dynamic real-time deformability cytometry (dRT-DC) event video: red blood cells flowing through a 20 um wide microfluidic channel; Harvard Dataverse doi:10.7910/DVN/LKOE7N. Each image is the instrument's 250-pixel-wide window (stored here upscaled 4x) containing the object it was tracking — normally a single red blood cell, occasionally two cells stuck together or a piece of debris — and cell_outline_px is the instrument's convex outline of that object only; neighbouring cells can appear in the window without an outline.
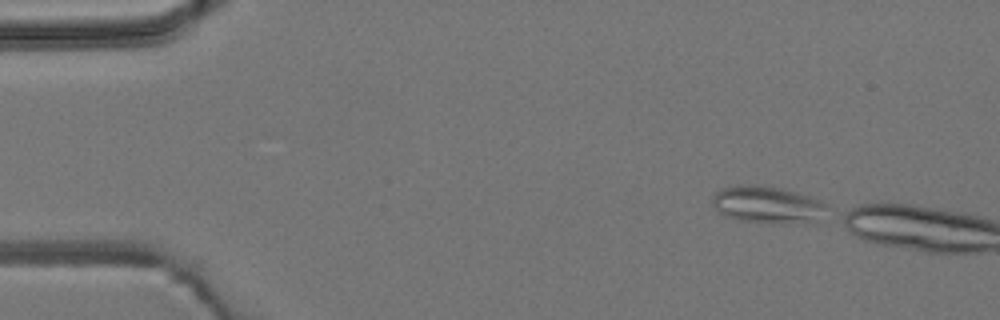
{"species": "common noctule bat (a hibernating species)", "species_latin": "Nyctalus noctula", "temperature_condition": "room temperature", "stored_images_in_passage": 2, "camera_frame_rate_fps": 3000, "um_per_image_px": 0.085, "animal": {"sex": "male", "body_mass_g": 19.2, "forearm_length_mm": 51.8}, "frame": {"image": 1, "passage_image": 1, "time_ms": 0.0, "image_size_px": [1000, 320], "cell_outline_px": [[824, 208], [816, 224], [772, 224], [740, 220], [724, 216], [712, 204], [712, 196], [716, 192], [724, 188], [740, 184], [756, 184], [780, 188], [796, 192], [820, 200], [824, 204]], "centroid_in_image_um": [65.22, 17.42], "position_along_channel_um": 19.8, "area_um2": 25.03}}